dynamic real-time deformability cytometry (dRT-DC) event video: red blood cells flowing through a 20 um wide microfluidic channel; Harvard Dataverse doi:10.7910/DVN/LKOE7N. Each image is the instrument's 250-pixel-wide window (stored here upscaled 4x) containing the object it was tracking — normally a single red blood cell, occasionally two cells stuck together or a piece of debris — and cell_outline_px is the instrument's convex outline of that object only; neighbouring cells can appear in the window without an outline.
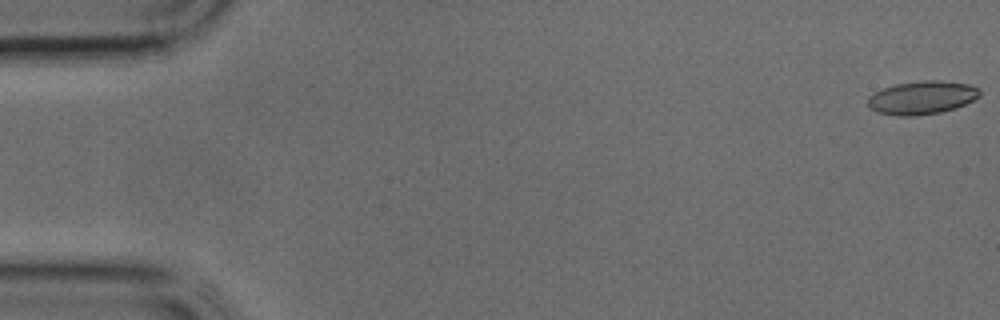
{"species": "common noctule bat (a hibernating species)", "species_latin": "Nyctalus noctula", "temperature_condition": "cold", "stored_images_in_passage": 9, "camera_frame_rate_fps": 3000, "um_per_image_px": 0.085, "animal": {"sex": "male", "body_mass_g": 17.9, "forearm_length_mm": 54.2}, "frame": {"image": 1, "passage_image": 1, "time_ms": 0.0, "image_size_px": [1000, 320], "cell_outline_px": [[980, 96], [956, 108], [940, 112], [912, 116], [896, 116], [876, 112], [868, 108], [868, 96], [884, 88], [896, 84], [924, 80], [940, 80], [968, 84], [980, 88]], "centroid_in_image_um": [78.35, 8.3], "position_along_channel_um": 6.6, "area_um2": 21.73}}